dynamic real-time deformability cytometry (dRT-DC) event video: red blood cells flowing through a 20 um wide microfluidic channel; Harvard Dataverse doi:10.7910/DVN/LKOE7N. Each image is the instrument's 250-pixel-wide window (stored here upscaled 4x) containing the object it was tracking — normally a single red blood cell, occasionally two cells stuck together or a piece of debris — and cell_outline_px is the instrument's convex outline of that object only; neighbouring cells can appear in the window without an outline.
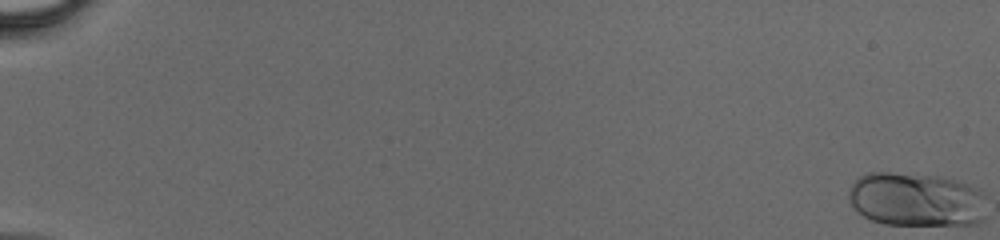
{"species": "human", "species_latin": "Homo sapiens", "temperature_condition": "cold", "stored_images_in_passage": 48, "camera_frame_rate_fps": 3000, "um_per_image_px": 0.085, "donor": {"sex": "male"}, "frame": {"image": 1, "passage_image": 1, "time_ms": 0.0, "image_size_px": [1000, 240], "cell_outline_px": [[984, 220], [972, 224], [884, 224], [872, 220], [864, 216], [848, 200], [848, 192], [852, 184], [860, 176], [868, 172], [888, 172], [940, 176], [956, 180], [980, 188]], "centroid_in_image_um": [77.84, 16.94], "position_along_channel_um": 7.2, "area_um2": 43.06}}
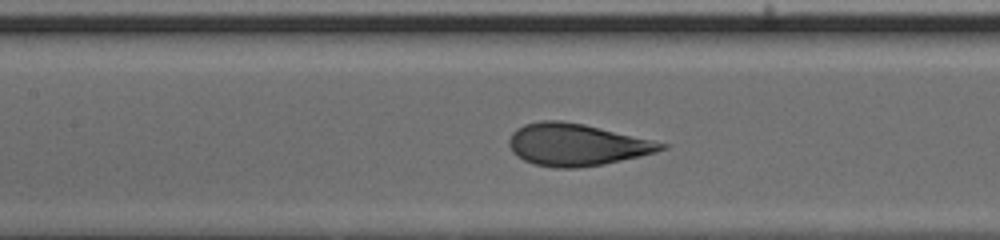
{"frame": {"image": 2, "passage_image": 25, "time_ms": 8.0, "image_size_px": [1000, 240], "cell_outline_px": [[668, 148], [656, 152], [604, 164], [576, 168], [556, 168], [536, 164], [524, 160], [516, 156], [512, 152], [508, 144], [508, 140], [512, 132], [516, 128], [524, 124], [540, 120], [560, 120], [584, 124], [652, 140], [668, 144]], "centroid_in_image_um": [48.97, 12.29], "position_along_channel_um": 158.4, "area_um2": 37.28}}
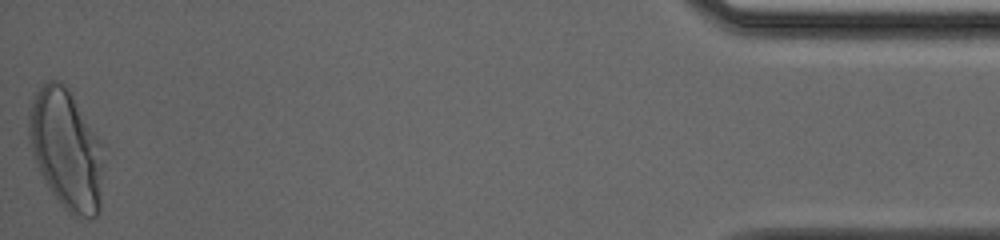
{"frame": {"image": 3, "passage_image": 48, "time_ms": 15.667, "image_size_px": [1000, 240], "cell_outline_px": [[100, 212], [96, 216], [88, 220], [72, 216], [64, 208], [52, 192], [40, 172], [32, 152], [28, 132], [28, 112], [32, 100], [36, 92], [48, 80], [60, 80], [68, 88], [96, 136], [100, 144]], "centroid_in_image_um": [5.58, 12.72], "position_along_channel_um": 429.6, "area_um2": 51.04}}